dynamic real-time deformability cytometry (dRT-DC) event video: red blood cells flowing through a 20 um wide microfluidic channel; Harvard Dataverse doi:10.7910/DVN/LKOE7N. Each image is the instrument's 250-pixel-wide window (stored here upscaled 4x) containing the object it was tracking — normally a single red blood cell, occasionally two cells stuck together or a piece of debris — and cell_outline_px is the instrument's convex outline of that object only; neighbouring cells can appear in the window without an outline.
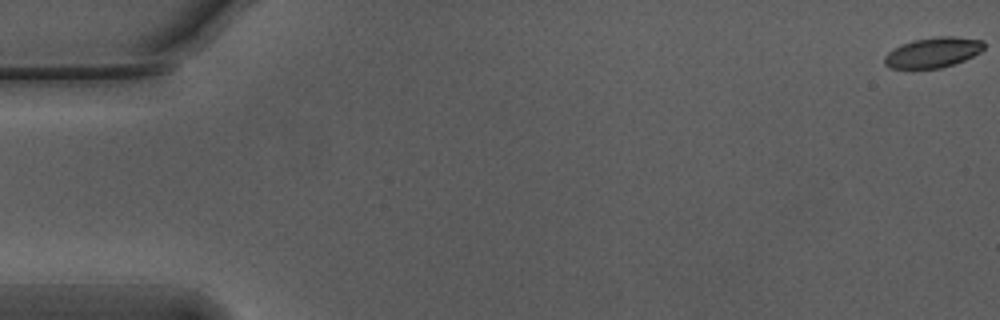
{"species": "Egyptian fruit bat (a non-hibernating species)", "species_latin": "Rousettus aegyptiacus", "temperature_condition": "warm", "stored_images_in_passage": 56, "camera_frame_rate_fps": 3000, "um_per_image_px": 0.085, "animal": {"sex": "male"}, "frame": {"image": 1, "passage_image": 1, "time_ms": 0.0, "image_size_px": [1000, 320], "cell_outline_px": [[984, 48], [980, 52], [964, 60], [940, 68], [888, 68], [884, 64], [884, 56], [888, 52], [912, 40], [940, 36], [952, 36], [980, 40], [984, 44]], "centroid_in_image_um": [79.28, 4.46], "position_along_channel_um": 5.7, "area_um2": 17.22}}
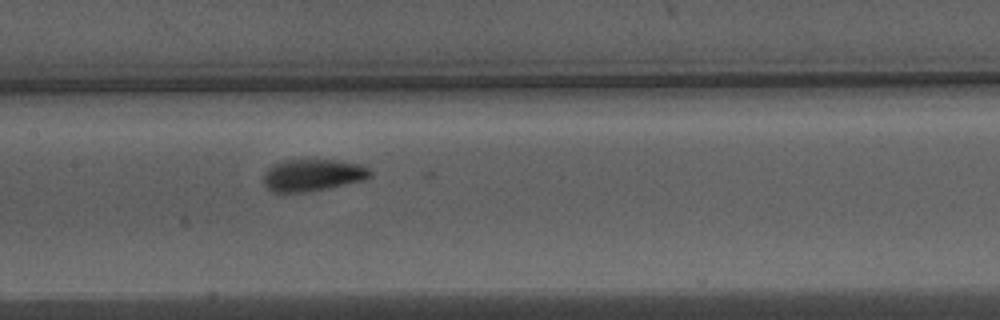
{"frame": {"image": 2, "passage_image": 28, "time_ms": 9.0, "image_size_px": [1000, 320], "cell_outline_px": [[372, 176], [364, 180], [328, 188], [308, 192], [280, 196], [272, 192], [264, 184], [264, 172], [268, 168], [284, 160], [332, 160], [360, 164], [368, 168], [372, 172]], "centroid_in_image_um": [26.53, 14.93], "position_along_channel_um": 180.9, "area_um2": 20.29}}
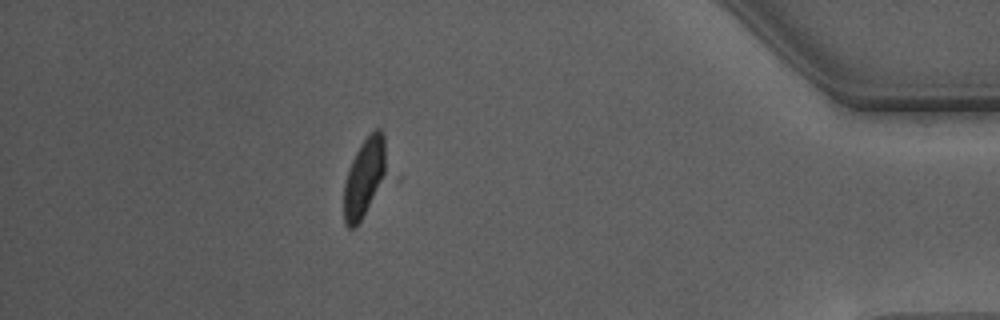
{"frame": {"image": 3, "passage_image": 50, "time_ms": 16.333, "image_size_px": [1000, 320], "cell_outline_px": [[384, 176], [356, 228], [348, 228], [344, 224], [344, 184], [352, 160], [360, 144], [376, 128], [380, 128], [384, 136]], "centroid_in_image_um": [30.92, 15.1], "position_along_channel_um": 404.3, "area_um2": 18.61}}